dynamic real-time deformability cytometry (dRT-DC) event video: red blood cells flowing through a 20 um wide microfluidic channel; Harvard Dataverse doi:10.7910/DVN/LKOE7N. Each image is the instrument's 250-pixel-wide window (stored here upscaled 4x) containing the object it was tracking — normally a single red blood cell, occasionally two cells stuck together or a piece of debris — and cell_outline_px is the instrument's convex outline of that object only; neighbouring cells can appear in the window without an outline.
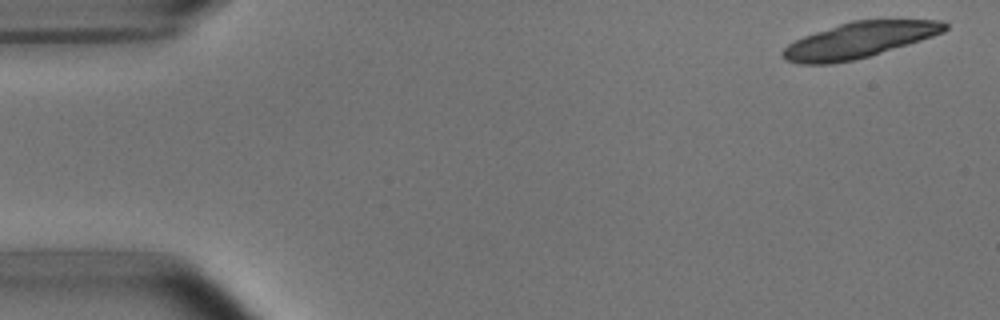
{"species": "common noctule bat (a hibernating species)", "species_latin": "Nyctalus noctula", "temperature_condition": "room temperature", "stored_images_in_passage": 2, "camera_frame_rate_fps": 3000, "um_per_image_px": 0.085, "animal": {"sex": "male", "body_mass_g": 15.6}, "frame": {"image": 1, "passage_image": 2, "time_ms": 1.333, "image_size_px": [1000, 320], "cell_outline_px": [[948, 28], [944, 32], [908, 44], [868, 56], [852, 60], [828, 64], [800, 64], [784, 60], [780, 56], [780, 52], [788, 44], [804, 36], [852, 20], [944, 20], [948, 24]], "centroid_in_image_um": [73.0, 3.41], "position_along_channel_um": 12.0, "area_um2": 33.41}}